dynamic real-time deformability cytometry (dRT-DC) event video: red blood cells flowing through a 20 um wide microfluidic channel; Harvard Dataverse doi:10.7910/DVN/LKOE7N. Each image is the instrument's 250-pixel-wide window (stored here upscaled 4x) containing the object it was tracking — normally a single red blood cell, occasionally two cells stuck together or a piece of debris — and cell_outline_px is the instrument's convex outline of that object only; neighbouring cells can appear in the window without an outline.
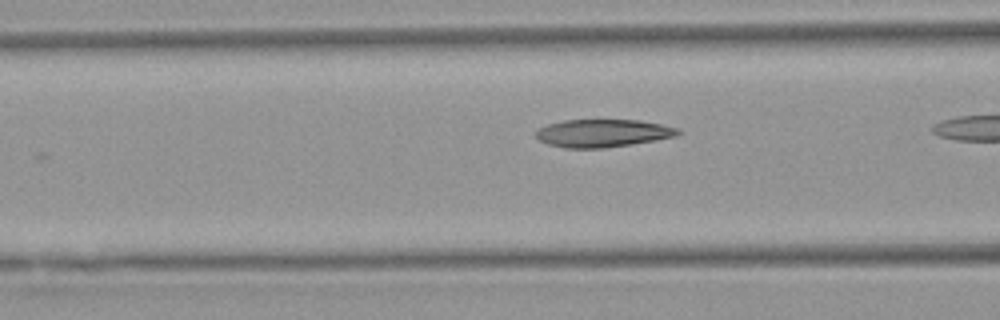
{"species": "Egyptian fruit bat (a non-hibernating species)", "species_latin": "Rousettus aegyptiacus", "temperature_condition": "warm", "stored_images_in_passage": 17, "camera_frame_rate_fps": 3000, "um_per_image_px": 0.085, "animal": {"sex": "female"}, "frame": {"image": 1, "passage_image": 6, "time_ms": 1.667, "image_size_px": [1000, 320], "cell_outline_px": [[684, 132], [676, 136], [656, 140], [632, 144], [600, 148], [564, 148], [548, 144], [540, 140], [536, 136], [536, 128], [548, 124], [564, 120], [640, 120], [680, 128]], "centroid_in_image_um": [51.26, 11.31], "position_along_channel_um": 115.3, "area_um2": 23.12}}